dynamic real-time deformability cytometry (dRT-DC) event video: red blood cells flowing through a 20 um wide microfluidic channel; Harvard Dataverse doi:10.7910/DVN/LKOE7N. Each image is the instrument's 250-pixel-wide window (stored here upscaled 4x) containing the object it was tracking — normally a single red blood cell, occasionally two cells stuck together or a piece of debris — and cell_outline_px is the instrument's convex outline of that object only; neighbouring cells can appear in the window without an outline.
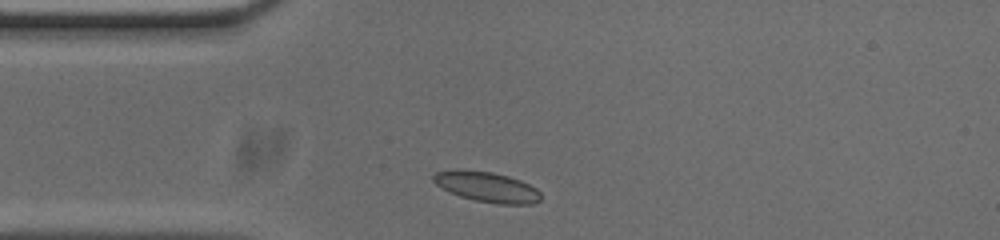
{"species": "common noctule bat (a hibernating species)", "species_latin": "Nyctalus noctula", "temperature_condition": "cold", "stored_images_in_passage": 23, "camera_frame_rate_fps": 3000, "um_per_image_px": 0.085, "animal": {"sex": "male", "body_mass_g": 20.0, "forearm_length_mm": 53.3}, "frame": {"image": 1, "passage_image": 2, "time_ms": 0.333, "image_size_px": [1000, 240], "cell_outline_px": [[540, 200], [532, 204], [496, 204], [476, 200], [460, 196], [448, 192], [440, 188], [432, 180], [432, 176], [436, 172], [492, 172], [508, 176], [520, 180], [536, 188], [540, 192]], "centroid_in_image_um": [41.43, 15.93], "position_along_channel_um": 43.6, "area_um2": 18.32}}
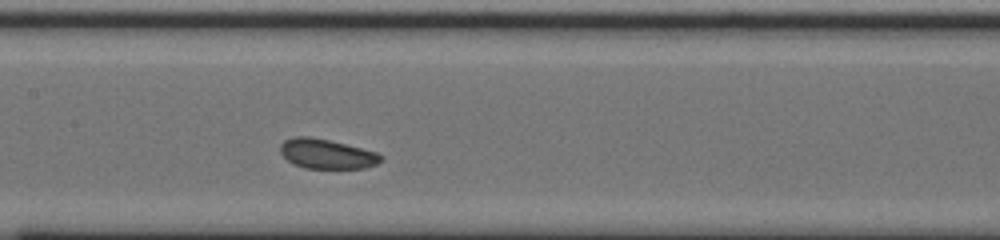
{"frame": {"image": 2, "passage_image": 14, "time_ms": 4.333, "image_size_px": [1000, 240], "cell_outline_px": [[384, 160], [376, 164], [364, 168], [304, 168], [292, 164], [280, 152], [280, 144], [284, 140], [296, 136], [308, 136], [328, 140], [376, 152]], "centroid_in_image_um": [27.73, 13.08], "position_along_channel_um": 179.7, "area_um2": 17.22}}
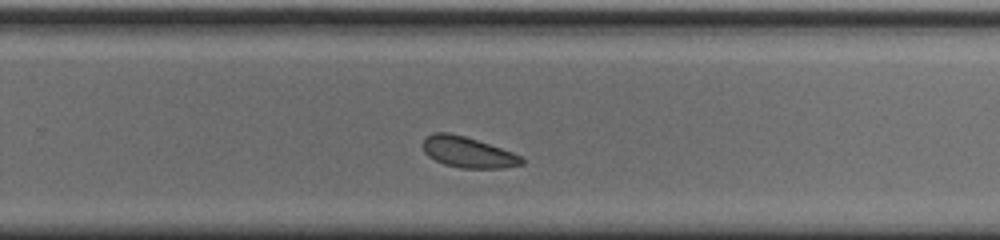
{"frame": {"image": 3, "passage_image": 23, "time_ms": 7.333, "image_size_px": [1000, 240], "cell_outline_px": [[524, 164], [504, 168], [460, 168], [444, 164], [428, 156], [424, 152], [424, 136], [436, 132], [448, 132], [464, 136], [512, 152], [520, 156], [524, 160]], "centroid_in_image_um": [39.76, 12.94], "position_along_channel_um": 290.0, "area_um2": 17.57}}